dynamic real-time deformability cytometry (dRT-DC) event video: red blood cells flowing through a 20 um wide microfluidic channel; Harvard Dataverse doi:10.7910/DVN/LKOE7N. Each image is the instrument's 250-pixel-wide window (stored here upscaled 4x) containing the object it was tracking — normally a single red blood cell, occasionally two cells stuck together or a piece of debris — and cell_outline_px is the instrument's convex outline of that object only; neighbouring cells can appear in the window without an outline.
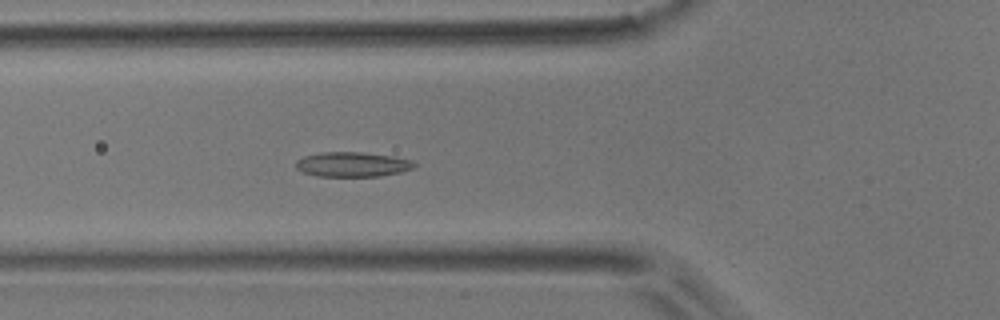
{"species": "common noctule bat (a hibernating species)", "species_latin": "Nyctalus noctula", "temperature_condition": "room temperature", "stored_images_in_passage": 36, "camera_frame_rate_fps": 3000, "um_per_image_px": 0.085, "animal": {"sex": "male", "body_mass_g": 17.9}, "frame": {"image": 1, "passage_image": 3, "time_ms": 0.667, "image_size_px": [1000, 320], "cell_outline_px": [[416, 164], [412, 168], [400, 172], [380, 176], [316, 176], [304, 172], [296, 168], [296, 160], [304, 156], [320, 152], [364, 152], [392, 156], [412, 160]], "centroid_in_image_um": [29.94, 13.96], "position_along_channel_um": 95.9, "area_um2": 17.05}}
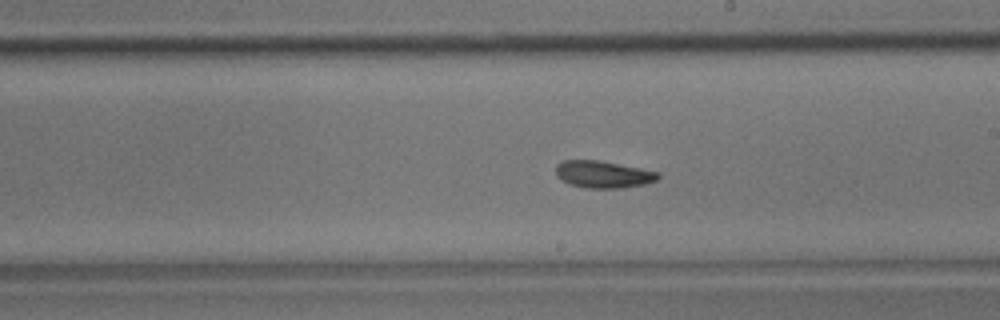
{"frame": {"image": 2, "passage_image": 14, "time_ms": 4.333, "image_size_px": [1000, 320], "cell_outline_px": [[660, 176], [656, 180], [644, 184], [620, 188], [584, 188], [568, 184], [560, 180], [556, 176], [556, 164], [564, 160], [596, 160], [640, 168], [660, 172]], "centroid_in_image_um": [51.23, 14.83], "position_along_channel_um": 237.8, "area_um2": 16.18}}
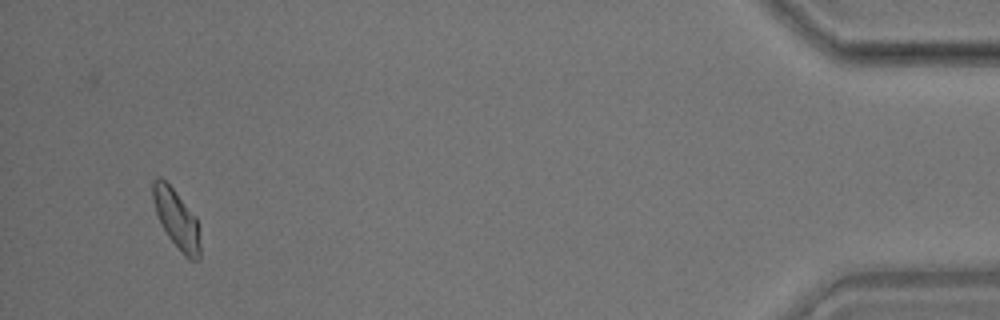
{"frame": {"image": 3, "passage_image": 34, "time_ms": 11.0, "image_size_px": [1000, 320], "cell_outline_px": [[200, 260], [188, 260], [184, 256], [168, 236], [156, 212], [152, 200], [152, 180], [156, 176], [160, 176], [176, 192], [196, 216], [200, 244]], "centroid_in_image_um": [15.0, 18.61], "position_along_channel_um": 420.2, "area_um2": 16.18}, "authors_computed_cell_mechanics": {"area_um2": 16.1551, "velocity_mm_per_s": 3.8629, "shape_relaxation_time_tau1_ms": 4.5164, "shape_relaxation_time_tau2_ms": 2.2556, "deformation_change_tau1": 0.0988, "deformation_change_tau2": 0.0739}}